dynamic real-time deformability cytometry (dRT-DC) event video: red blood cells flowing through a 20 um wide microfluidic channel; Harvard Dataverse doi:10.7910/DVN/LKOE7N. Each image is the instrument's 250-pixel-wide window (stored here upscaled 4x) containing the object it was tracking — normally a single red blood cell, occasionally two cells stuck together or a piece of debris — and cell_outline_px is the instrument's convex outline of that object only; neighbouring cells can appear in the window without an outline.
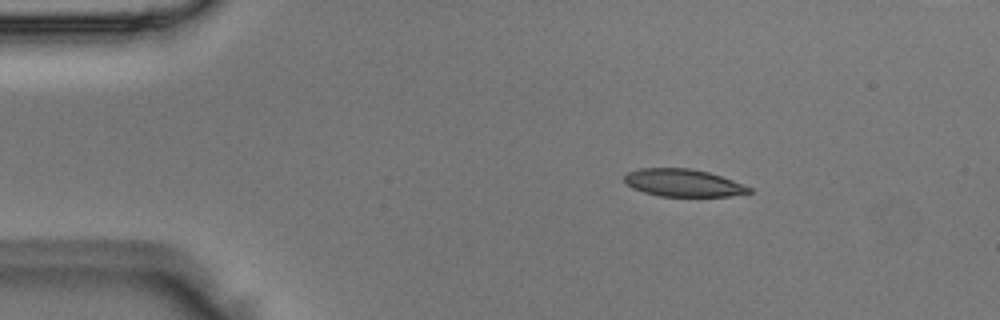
{"species": "Egyptian fruit bat (a non-hibernating species)", "species_latin": "Rousettus aegyptiacus", "temperature_condition": "room temperature", "stored_images_in_passage": 5, "camera_frame_rate_fps": 3000, "um_per_image_px": 0.085, "animal": {"sex": "male"}, "frame": {"image": 1, "passage_image": 1, "time_ms": 0.0, "image_size_px": [1000, 320], "cell_outline_px": [[752, 192], [728, 196], [660, 196], [644, 192], [632, 188], [624, 180], [624, 176], [628, 172], [640, 168], [688, 168], [708, 172], [732, 180], [752, 188]], "centroid_in_image_um": [58.05, 15.54], "position_along_channel_um": 26.9, "area_um2": 19.77}}
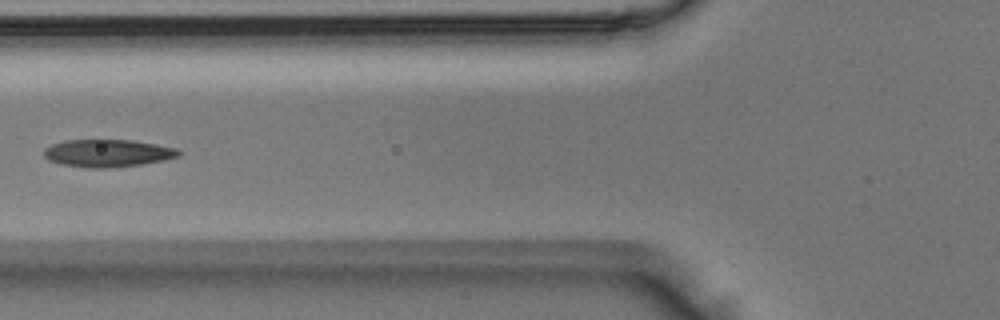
{"frame": {"image": 2, "passage_image": 4, "time_ms": 1.0, "image_size_px": [1000, 320], "cell_outline_px": [[180, 156], [164, 160], [144, 164], [112, 168], [84, 168], [60, 164], [48, 160], [44, 156], [44, 148], [52, 144], [64, 140], [132, 140], [176, 148], [180, 152]], "centroid_in_image_um": [9.12, 13.03], "position_along_channel_um": 116.7, "area_um2": 21.79}}
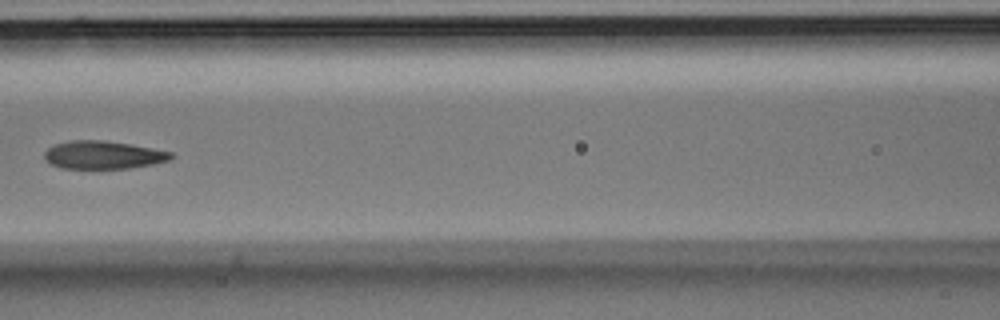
{"frame": {"image": 3, "passage_image": 5, "time_ms": 1.333, "image_size_px": [1000, 320], "cell_outline_px": [[176, 156], [172, 160], [152, 164], [128, 168], [60, 168], [44, 160], [44, 152], [48, 148], [56, 144], [72, 140], [104, 140], [132, 144], [172, 152]], "centroid_in_image_um": [8.8, 13.16], "position_along_channel_um": 157.8, "area_um2": 20.75}}